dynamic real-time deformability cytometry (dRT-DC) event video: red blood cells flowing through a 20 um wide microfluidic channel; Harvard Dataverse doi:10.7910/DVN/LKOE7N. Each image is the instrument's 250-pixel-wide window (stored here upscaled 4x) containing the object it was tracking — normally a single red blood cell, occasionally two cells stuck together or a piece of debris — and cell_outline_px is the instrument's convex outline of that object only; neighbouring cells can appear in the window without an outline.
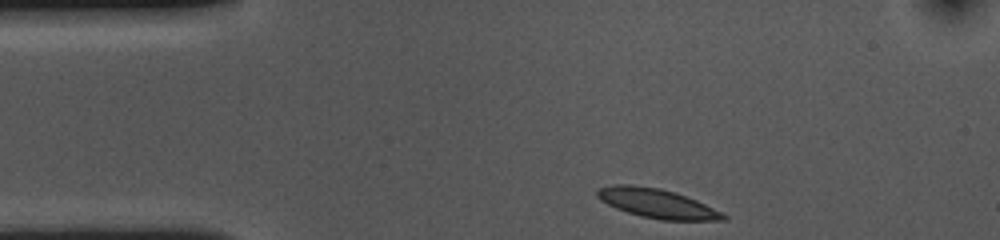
{"species": "common noctule bat (a hibernating species)", "species_latin": "Nyctalus noctula", "temperature_condition": "cold", "stored_images_in_passage": 35, "camera_frame_rate_fps": 3000, "um_per_image_px": 0.085, "animal": {"sex": "female", "body_mass_g": 10.0, "forearm_length_mm": 53.1}, "frame": {"image": 1, "passage_image": 1, "time_ms": 0.0, "image_size_px": [1000, 240], "cell_outline_px": [[728, 220], [660, 220], [640, 216], [616, 208], [600, 200], [596, 196], [596, 188], [612, 184], [632, 184], [660, 188], [676, 192], [696, 200], [728, 216]], "centroid_in_image_um": [55.79, 17.27], "position_along_channel_um": 29.2, "area_um2": 21.56}}
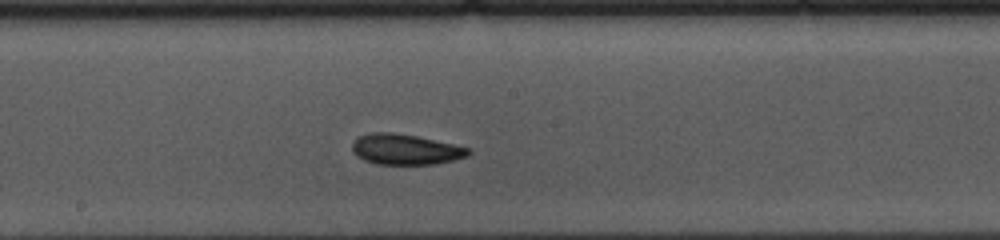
{"frame": {"image": 2, "passage_image": 20, "time_ms": 6.333, "image_size_px": [1000, 240], "cell_outline_px": [[472, 152], [468, 156], [436, 164], [376, 164], [364, 160], [356, 156], [352, 152], [352, 144], [360, 136], [368, 132], [392, 132], [416, 136], [472, 148]], "centroid_in_image_um": [34.47, 12.7], "position_along_channel_um": 213.7, "area_um2": 20.75}}
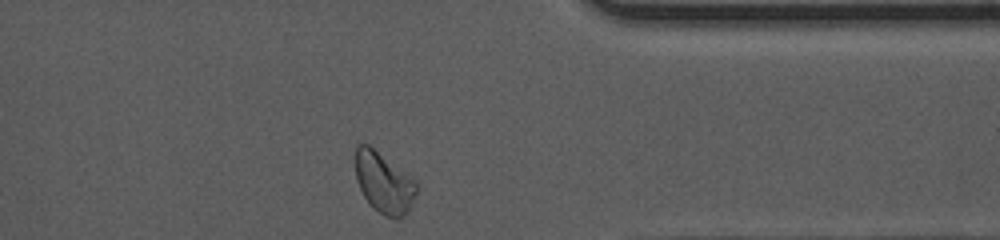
{"frame": {"image": 3, "passage_image": 35, "time_ms": 11.333, "image_size_px": [1000, 240], "cell_outline_px": [[420, 188], [404, 216], [396, 220], [384, 216], [372, 208], [364, 196], [356, 180], [356, 144], [368, 144], [412, 180]], "centroid_in_image_um": [32.61, 15.59], "position_along_channel_um": 378.8, "area_um2": 21.15}, "authors_computed_cell_mechanics": {"area_um2": 20.9236, "velocity_mm_per_s": 3.5528, "shape_relaxation_time_tau1_ms": 3.7161, "shape_relaxation_time_tau2_ms": 2.3301, "deformation_change_tau1": 0.0968, "deformation_change_tau2": 0.081}}